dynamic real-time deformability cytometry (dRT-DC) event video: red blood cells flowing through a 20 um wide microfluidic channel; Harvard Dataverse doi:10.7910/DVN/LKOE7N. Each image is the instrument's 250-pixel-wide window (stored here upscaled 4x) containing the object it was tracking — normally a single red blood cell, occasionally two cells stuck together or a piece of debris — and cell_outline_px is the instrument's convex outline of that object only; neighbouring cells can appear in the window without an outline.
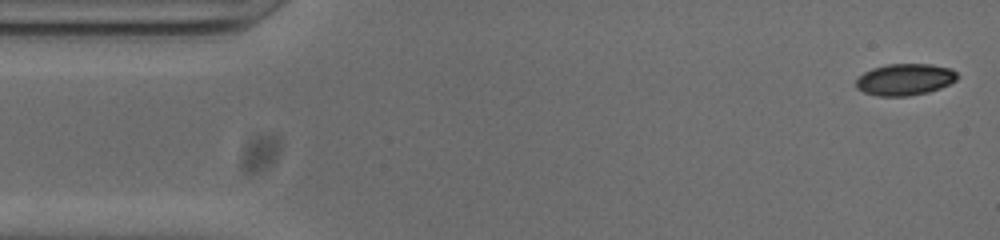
{"species": "common noctule bat (a hibernating species)", "species_latin": "Nyctalus noctula", "temperature_condition": "cold", "stored_images_in_passage": 53, "camera_frame_rate_fps": 3000, "um_per_image_px": 0.085, "animal": {"sex": "male", "body_mass_g": 20.0, "forearm_length_mm": 53.3}, "frame": {"image": 1, "passage_image": 2, "time_ms": 0.333, "image_size_px": [1000, 240], "cell_outline_px": [[956, 80], [940, 88], [928, 92], [908, 96], [880, 96], [864, 92], [856, 88], [856, 80], [864, 72], [872, 68], [888, 64], [932, 64], [952, 68], [956, 72]], "centroid_in_image_um": [76.91, 6.75], "position_along_channel_um": 8.1, "area_um2": 18.61}}
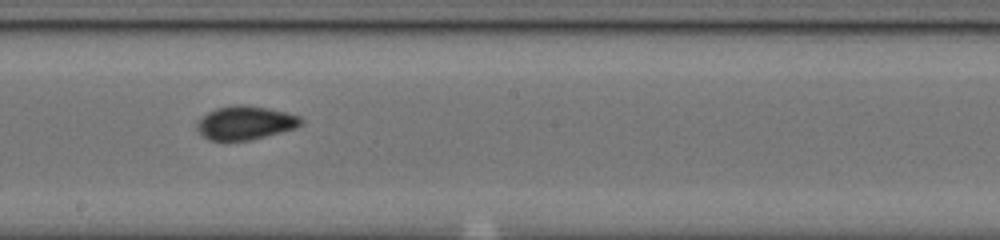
{"frame": {"image": 2, "passage_image": 28, "time_ms": 9.0, "image_size_px": [1000, 240], "cell_outline_px": [[304, 124], [296, 128], [248, 140], [208, 140], [196, 128], [196, 120], [208, 112], [216, 108], [236, 104], [268, 108], [300, 116], [304, 120]], "centroid_in_image_um": [20.84, 10.43], "position_along_channel_um": 227.4, "area_um2": 20.29}}
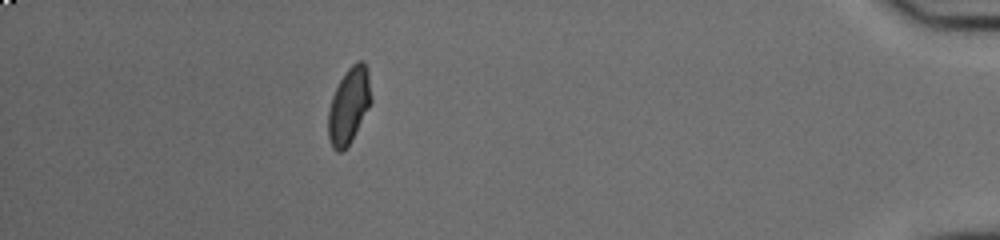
{"frame": {"image": 3, "passage_image": 47, "time_ms": 15.333, "image_size_px": [1000, 240], "cell_outline_px": [[372, 100], [352, 140], [340, 152], [336, 152], [332, 148], [328, 136], [328, 108], [332, 96], [340, 80], [348, 68], [356, 60], [364, 60], [368, 72]], "centroid_in_image_um": [29.65, 8.96], "position_along_channel_um": 405.6, "area_um2": 18.96}, "authors_computed_cell_mechanics": {"area_um2": 19.363, "velocity_mm_per_s": 3.8144, "shape_relaxation_time_tau1_ms": null, "shape_relaxation_time_tau2_ms": 1.7524, "deformation_change_tau1": null, "deformation_change_tau2": 0.0521}}